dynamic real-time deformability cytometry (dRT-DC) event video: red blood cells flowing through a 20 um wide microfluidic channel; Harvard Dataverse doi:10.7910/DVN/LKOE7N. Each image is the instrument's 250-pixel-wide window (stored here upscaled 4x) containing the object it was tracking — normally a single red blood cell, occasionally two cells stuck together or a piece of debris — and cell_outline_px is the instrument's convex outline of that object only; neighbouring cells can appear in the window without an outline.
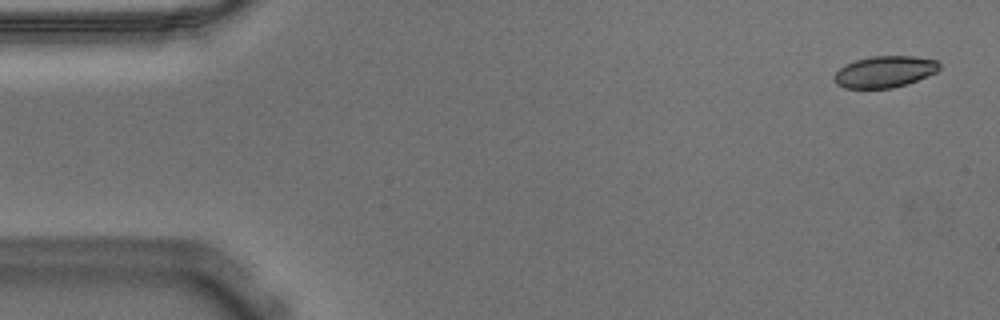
{"species": "Egyptian fruit bat (a non-hibernating species)", "species_latin": "Rousettus aegyptiacus", "temperature_condition": "warm", "stored_images_in_passage": 11, "camera_frame_rate_fps": 3000, "um_per_image_px": 0.085, "animal": {"sex": "male"}, "frame": {"image": 1, "passage_image": 2, "time_ms": 0.333, "image_size_px": [1000, 320], "cell_outline_px": [[940, 68], [936, 72], [928, 76], [908, 84], [892, 88], [844, 88], [836, 84], [832, 76], [844, 64], [856, 60], [872, 56], [916, 56], [936, 60], [940, 64]], "centroid_in_image_um": [75.19, 6.1], "position_along_channel_um": 9.8, "area_um2": 19.48}}